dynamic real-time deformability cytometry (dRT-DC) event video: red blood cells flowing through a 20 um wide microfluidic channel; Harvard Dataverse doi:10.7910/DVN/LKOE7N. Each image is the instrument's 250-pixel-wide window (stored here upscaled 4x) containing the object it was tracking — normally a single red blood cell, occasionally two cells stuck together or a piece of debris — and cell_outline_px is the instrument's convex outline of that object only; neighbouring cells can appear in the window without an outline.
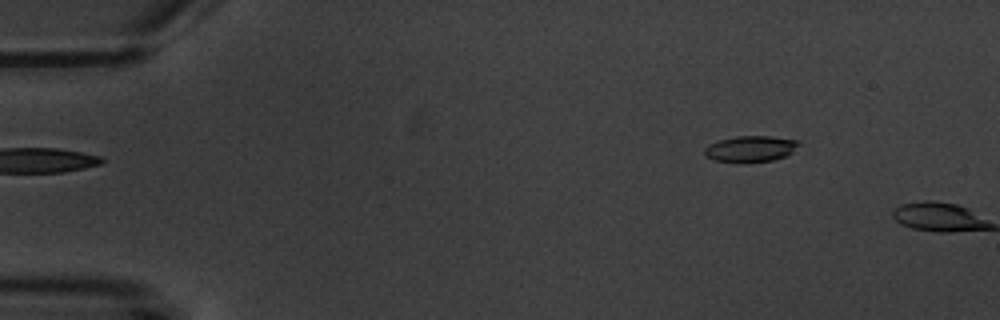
{"species": "common noctule bat (a hibernating species)", "species_latin": "Nyctalus noctula", "temperature_condition": "warm", "stored_images_in_passage": 2, "camera_frame_rate_fps": 3000, "um_per_image_px": 0.085, "animal": {"sex": "male", "body_mass_g": 20.1, "forearm_length_mm": 53.5}, "frame": {"image": 1, "passage_image": 2, "time_ms": 1.0, "image_size_px": [1000, 320], "cell_outline_px": [[800, 144], [792, 152], [784, 156], [772, 160], [740, 164], [716, 160], [708, 156], [704, 152], [704, 148], [708, 144], [720, 140], [736, 136], [772, 136], [800, 140]], "centroid_in_image_um": [63.81, 12.65], "position_along_channel_um": 21.2, "area_um2": 14.51}}